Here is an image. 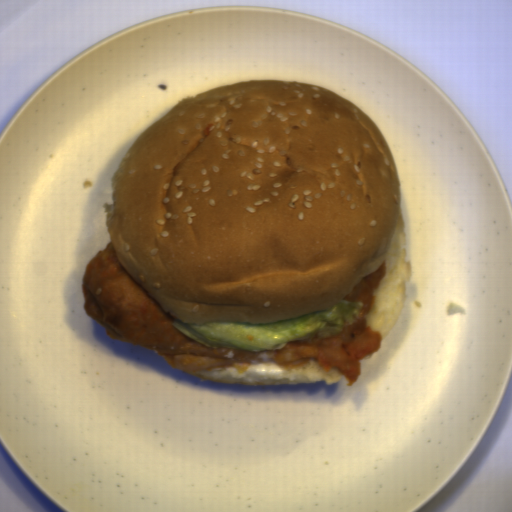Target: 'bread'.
<instances>
[{"mask_svg": "<svg viewBox=\"0 0 512 512\" xmlns=\"http://www.w3.org/2000/svg\"><path fill=\"white\" fill-rule=\"evenodd\" d=\"M283 370L281 381L271 384H313L324 381L326 385L340 381L344 375L332 366L321 367L316 358Z\"/></svg>", "mask_w": 512, "mask_h": 512, "instance_id": "obj_3", "label": "bread"}, {"mask_svg": "<svg viewBox=\"0 0 512 512\" xmlns=\"http://www.w3.org/2000/svg\"><path fill=\"white\" fill-rule=\"evenodd\" d=\"M124 272L186 323L326 310L378 271L401 211L393 150L352 101L251 80L184 97L104 203Z\"/></svg>", "mask_w": 512, "mask_h": 512, "instance_id": "obj_1", "label": "bread"}, {"mask_svg": "<svg viewBox=\"0 0 512 512\" xmlns=\"http://www.w3.org/2000/svg\"><path fill=\"white\" fill-rule=\"evenodd\" d=\"M406 231L399 212L391 241L383 256L385 275L376 291L371 308L365 314L364 325L385 336L398 319L407 299L406 281L411 274V262L405 259Z\"/></svg>", "mask_w": 512, "mask_h": 512, "instance_id": "obj_2", "label": "bread"}]
</instances>
